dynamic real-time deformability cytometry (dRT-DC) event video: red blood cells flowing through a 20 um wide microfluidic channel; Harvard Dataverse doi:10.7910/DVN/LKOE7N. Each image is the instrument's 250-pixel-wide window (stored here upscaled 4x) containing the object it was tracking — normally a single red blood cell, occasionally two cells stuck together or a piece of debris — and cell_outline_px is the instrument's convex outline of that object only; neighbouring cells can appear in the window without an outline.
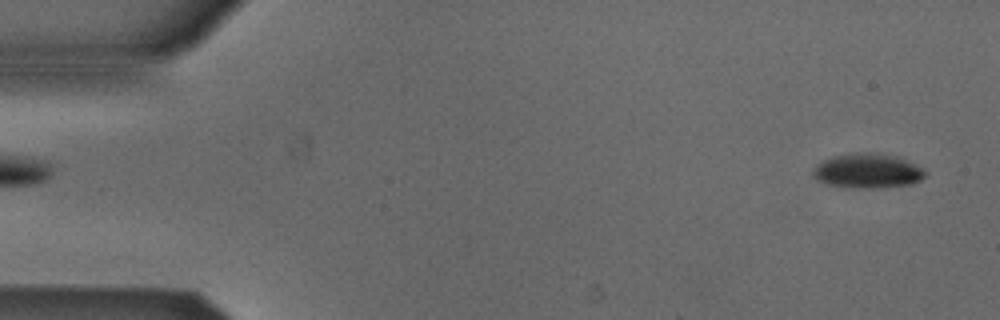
{"species": "Egyptian fruit bat (a non-hibernating species)", "species_latin": "Rousettus aegyptiacus", "temperature_condition": "cold", "stored_images_in_passage": 15, "camera_frame_rate_fps": 3000, "um_per_image_px": 0.085, "animal": {"sex": "male"}, "frame": {"image": 1, "passage_image": 2, "time_ms": 0.333, "image_size_px": [1000, 320], "cell_outline_px": [[928, 172], [920, 180], [912, 184], [872, 188], [852, 188], [824, 184], [816, 180], [812, 176], [812, 168], [816, 164], [832, 156], [856, 152], [864, 152], [896, 156]], "centroid_in_image_um": [73.65, 14.54], "position_along_channel_um": 11.3, "area_um2": 22.6}}
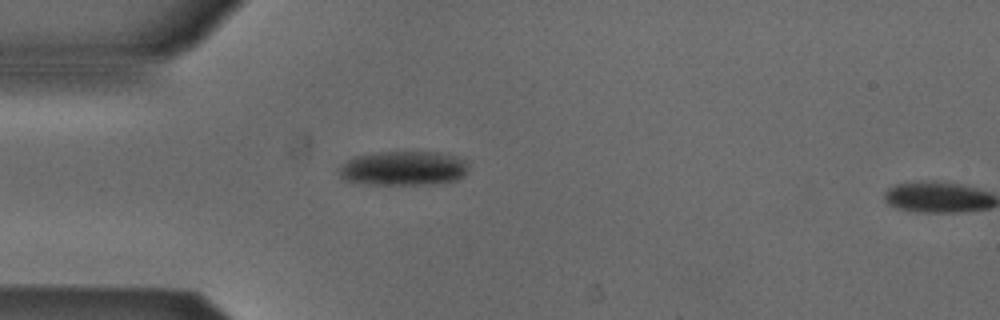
{"frame": {"image": 2, "passage_image": 14, "time_ms": 4.333, "image_size_px": [1000, 320], "cell_outline_px": [[468, 172], [464, 176], [456, 180], [432, 184], [360, 184], [344, 180], [340, 176], [336, 168], [340, 164], [356, 156], [380, 152], [440, 152], [456, 156], [464, 160], [468, 164]], "centroid_in_image_um": [34.27, 14.31], "position_along_channel_um": 50.7, "area_um2": 26.24}}